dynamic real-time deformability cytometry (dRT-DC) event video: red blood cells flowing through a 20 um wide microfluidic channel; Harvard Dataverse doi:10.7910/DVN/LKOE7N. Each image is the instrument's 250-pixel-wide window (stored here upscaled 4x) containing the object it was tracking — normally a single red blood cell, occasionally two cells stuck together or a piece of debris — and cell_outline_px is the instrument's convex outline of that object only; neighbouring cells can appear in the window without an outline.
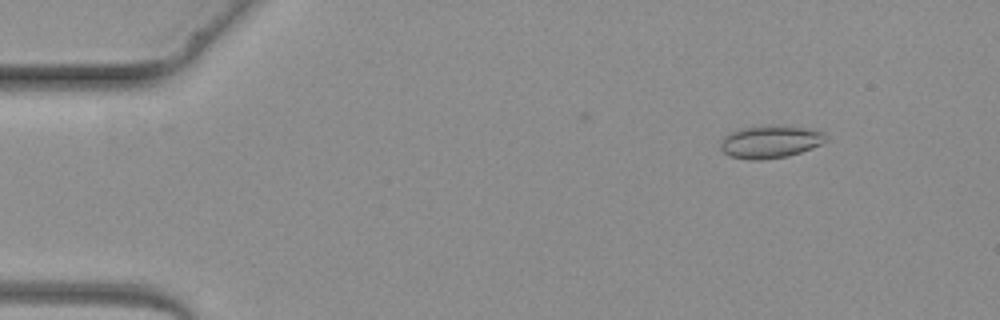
{"species": "common noctule bat (a hibernating species)", "species_latin": "Nyctalus noctula", "temperature_condition": "warm", "stored_images_in_passage": 3, "camera_frame_rate_fps": 3000, "um_per_image_px": 0.085, "animal": {"sex": "female", "body_mass_g": 19.3, "forearm_length_mm": 54.1}, "frame": {"image": 1, "passage_image": 1, "time_ms": 0.0, "image_size_px": [1000, 320], "cell_outline_px": [[828, 140], [812, 148], [788, 156], [764, 160], [752, 160], [728, 156], [720, 148], [720, 140], [724, 136], [740, 128], [764, 124], [804, 128], [824, 132]], "centroid_in_image_um": [65.44, 12.05], "position_along_channel_um": 19.6, "area_um2": 20.23}}